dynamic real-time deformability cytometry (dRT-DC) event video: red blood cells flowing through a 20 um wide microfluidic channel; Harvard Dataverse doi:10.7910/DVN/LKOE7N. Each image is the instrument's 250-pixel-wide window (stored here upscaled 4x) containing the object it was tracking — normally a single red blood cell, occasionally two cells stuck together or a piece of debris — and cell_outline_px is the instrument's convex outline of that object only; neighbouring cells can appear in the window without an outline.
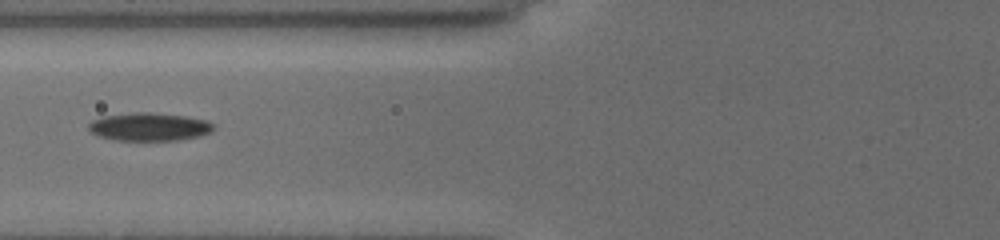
{"species": "common noctule bat (a hibernating species)", "species_latin": "Nyctalus noctula", "temperature_condition": "cold", "stored_images_in_passage": 11, "camera_frame_rate_fps": 3000, "um_per_image_px": 0.085, "animal": {"sex": "female", "body_mass_g": 19.5, "forearm_length_mm": 54.1}, "frame": {"image": 1, "passage_image": 10, "time_ms": 3.667, "image_size_px": [1000, 240], "cell_outline_px": [[212, 132], [200, 136], [180, 140], [116, 140], [100, 136], [92, 132], [88, 128], [88, 124], [92, 120], [104, 116], [136, 112], [148, 112], [184, 116], [204, 120], [212, 124]], "centroid_in_image_um": [12.67, 10.78], "position_along_channel_um": 113.1, "area_um2": 20.17}}